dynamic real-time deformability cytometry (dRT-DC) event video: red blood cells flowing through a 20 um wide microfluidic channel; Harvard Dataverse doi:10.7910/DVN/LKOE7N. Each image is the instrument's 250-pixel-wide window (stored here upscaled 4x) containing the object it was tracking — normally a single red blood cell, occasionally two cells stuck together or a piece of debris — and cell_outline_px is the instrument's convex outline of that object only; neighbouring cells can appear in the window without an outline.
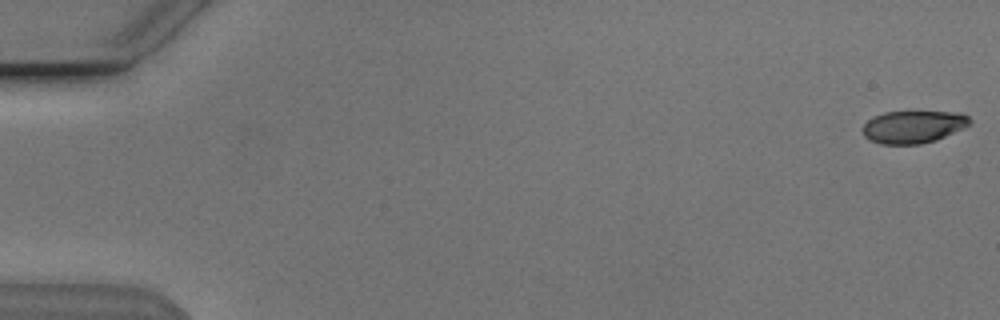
{"species": "Egyptian fruit bat (a non-hibernating species)", "species_latin": "Rousettus aegyptiacus", "temperature_condition": "cold", "stored_images_in_passage": 54, "camera_frame_rate_fps": 3000, "um_per_image_px": 0.085, "animal": {"sex": "male"}, "frame": {"image": 1, "passage_image": 1, "time_ms": 0.0, "image_size_px": [1000, 320], "cell_outline_px": [[972, 124], [964, 128], [936, 140], [920, 144], [880, 144], [868, 140], [864, 136], [864, 124], [872, 116], [884, 112], [960, 112], [968, 116], [972, 120]], "centroid_in_image_um": [77.65, 10.78], "position_along_channel_um": 7.4, "area_um2": 20.4}}
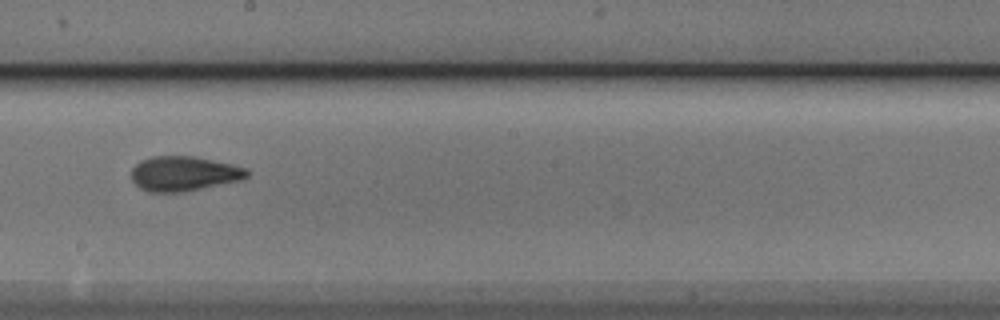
{"frame": {"image": 2, "passage_image": 31, "time_ms": 10.0, "image_size_px": [1000, 320], "cell_outline_px": [[248, 176], [240, 180], [184, 192], [148, 192], [140, 188], [132, 180], [132, 168], [140, 160], [152, 156], [196, 156], [232, 164], [248, 168]], "centroid_in_image_um": [15.62, 14.75], "position_along_channel_um": 232.6, "area_um2": 23.52}}
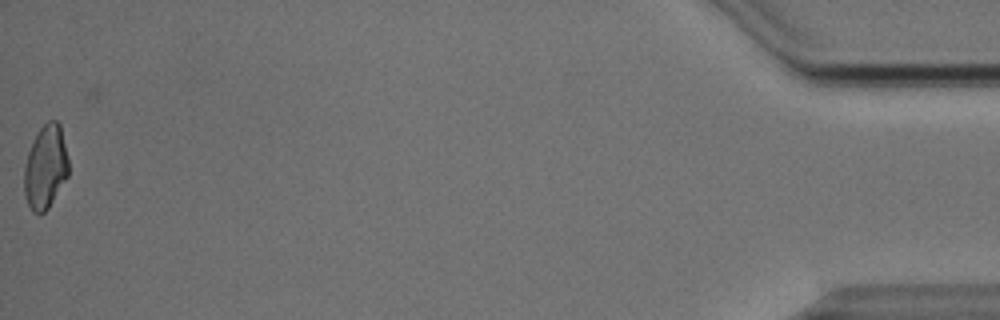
{"frame": {"image": 3, "passage_image": 54, "time_ms": 17.667, "image_size_px": [1000, 320], "cell_outline_px": [[68, 176], [48, 208], [40, 216], [32, 212], [28, 204], [24, 192], [24, 164], [28, 152], [40, 128], [48, 120], [56, 120], [60, 124], [68, 160]], "centroid_in_image_um": [3.86, 14.23], "position_along_channel_um": 431.3, "area_um2": 21.56}, "authors_computed_cell_mechanics": {"area_um2": 22.4264, "velocity_mm_per_s": 3.8568, "shape_relaxation_time_tau1_ms": 3.8986, "shape_relaxation_time_tau2_ms": 1.347, "deformation_change_tau1": 0.152, "deformation_change_tau2": 0.0627}}